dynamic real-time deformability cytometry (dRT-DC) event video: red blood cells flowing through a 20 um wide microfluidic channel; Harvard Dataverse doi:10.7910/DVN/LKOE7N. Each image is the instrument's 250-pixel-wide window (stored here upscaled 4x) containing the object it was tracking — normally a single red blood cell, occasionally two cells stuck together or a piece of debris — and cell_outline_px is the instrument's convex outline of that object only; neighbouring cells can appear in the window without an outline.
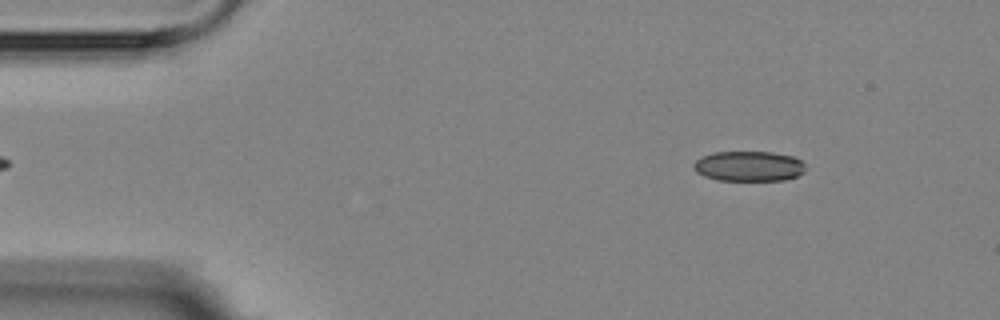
{"species": "Egyptian fruit bat (a non-hibernating species)", "species_latin": "Rousettus aegyptiacus", "temperature_condition": "room temperature", "stored_images_in_passage": 6, "segment_of_instrument_passage": [2, 2], "camera_frame_rate_fps": 3000, "um_per_image_px": 0.085, "animal": {"sex": "female"}, "frame": {"image": 1, "passage_image": 6, "time_ms": 5.667, "image_size_px": [1000, 320], "cell_outline_px": [[804, 172], [796, 176], [784, 180], [716, 180], [704, 176], [696, 172], [692, 168], [692, 164], [700, 156], [712, 152], [772, 152], [792, 156], [800, 160], [804, 164]], "centroid_in_image_um": [63.59, 14.12], "position_along_channel_um": 21.4, "area_um2": 19.77}}